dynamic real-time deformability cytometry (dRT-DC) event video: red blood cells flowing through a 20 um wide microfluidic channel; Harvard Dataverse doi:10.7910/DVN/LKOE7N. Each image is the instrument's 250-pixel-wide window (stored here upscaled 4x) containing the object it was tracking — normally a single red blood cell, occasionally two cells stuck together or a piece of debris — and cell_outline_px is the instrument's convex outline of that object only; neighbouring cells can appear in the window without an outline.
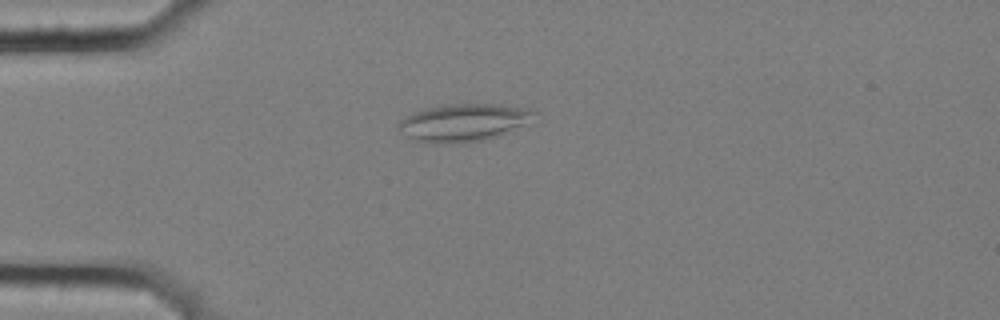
{"species": "common noctule bat (a hibernating species)", "species_latin": "Nyctalus noctula", "temperature_condition": "cold", "stored_images_in_passage": 57, "camera_frame_rate_fps": 3000, "um_per_image_px": 0.085, "animal": {"sex": "female", "body_mass_g": 25.1}, "frame": {"image": 1, "passage_image": 15, "time_ms": 4.667, "image_size_px": [1000, 320], "cell_outline_px": [[540, 112], [536, 124], [512, 132], [484, 140], [452, 144], [436, 144], [416, 140], [400, 132], [396, 128], [396, 124], [400, 120], [412, 112], [428, 108], [448, 104], [500, 104], [532, 108]], "centroid_in_image_um": [39.59, 10.42], "position_along_channel_um": 45.4, "area_um2": 31.04}}
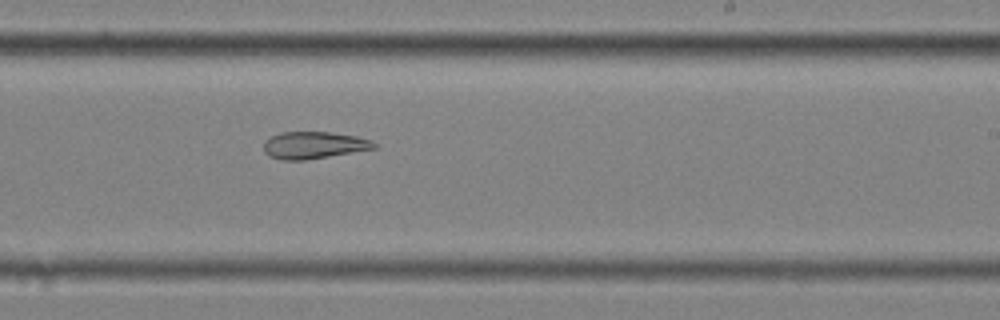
{"frame": {"image": 2, "passage_image": 35, "time_ms": 11.333, "image_size_px": [1000, 320], "cell_outline_px": [[376, 148], [304, 160], [280, 160], [268, 156], [264, 152], [264, 140], [280, 132], [328, 132], [356, 136], [372, 140], [376, 144]], "centroid_in_image_um": [26.63, 12.34], "position_along_channel_um": 262.4, "area_um2": 17.34}}
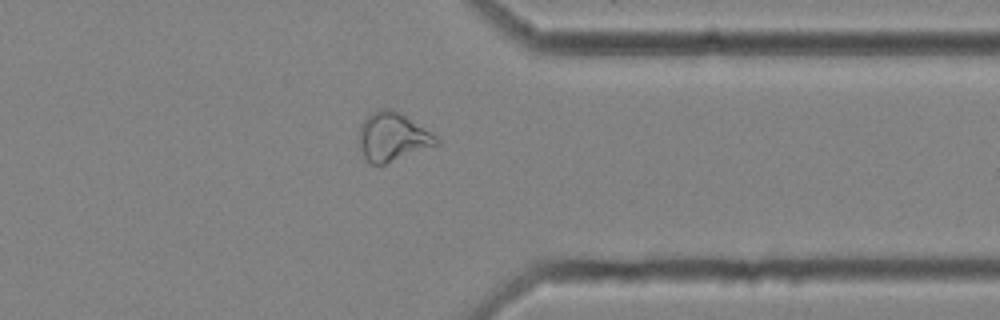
{"frame": {"image": 3, "passage_image": 45, "time_ms": 14.667, "image_size_px": [1000, 320], "cell_outline_px": [[440, 144], [384, 164], [372, 164], [364, 156], [360, 148], [360, 124], [372, 112], [380, 108], [392, 108], [400, 112], [436, 136], [440, 140]], "centroid_in_image_um": [33.38, 11.62], "position_along_channel_um": 378.0, "area_um2": 21.62}, "authors_computed_cell_mechanics": {"area_um2": 24.2182, "velocity_mm_per_s": 3.5754, "shape_relaxation_time_tau1_ms": null, "shape_relaxation_time_tau2_ms": 4.0484, "deformation_change_tau1": null, "deformation_change_tau2": 0.1346}}